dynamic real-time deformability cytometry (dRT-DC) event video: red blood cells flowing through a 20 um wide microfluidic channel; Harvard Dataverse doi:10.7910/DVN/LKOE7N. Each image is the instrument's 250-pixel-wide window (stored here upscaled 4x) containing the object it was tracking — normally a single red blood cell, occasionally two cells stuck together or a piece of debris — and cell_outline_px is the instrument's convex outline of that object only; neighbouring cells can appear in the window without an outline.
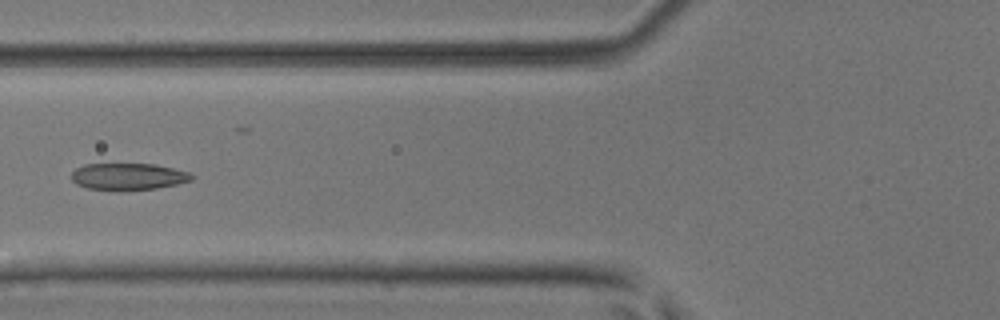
{"species": "common noctule bat (a hibernating species)", "species_latin": "Nyctalus noctula", "temperature_condition": "room temperature", "stored_images_in_passage": 6, "camera_frame_rate_fps": 3000, "um_per_image_px": 0.085, "animal": {"sex": "male", "body_mass_g": 17.9, "forearm_length_mm": 54.2}, "frame": {"image": 1, "passage_image": 4, "time_ms": 1.0, "image_size_px": [1000, 320], "cell_outline_px": [[196, 176], [192, 180], [176, 184], [156, 188], [88, 188], [76, 184], [72, 180], [72, 172], [76, 168], [84, 164], [156, 164], [192, 172]], "centroid_in_image_um": [10.96, 14.96], "position_along_channel_um": 114.8, "area_um2": 18.26}}
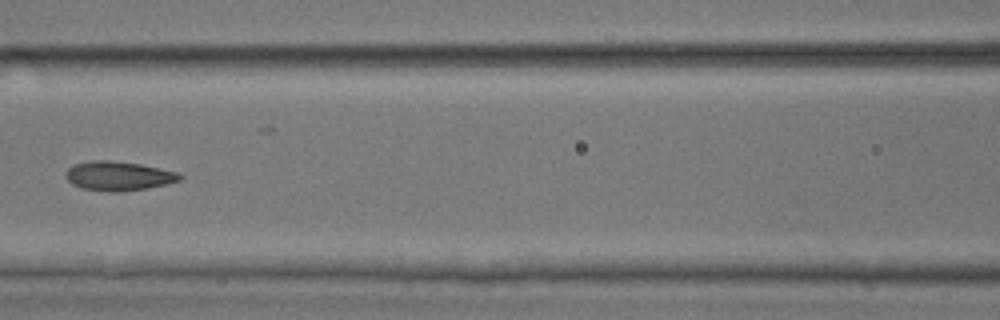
{"frame": {"image": 2, "passage_image": 5, "time_ms": 1.333, "image_size_px": [1000, 320], "cell_outline_px": [[184, 176], [180, 180], [168, 184], [144, 188], [112, 192], [108, 192], [80, 188], [72, 184], [68, 180], [68, 168], [72, 164], [88, 160], [108, 160], [140, 164], [176, 172]], "centroid_in_image_um": [10.05, 14.95], "position_along_channel_um": 156.5, "area_um2": 19.25}}